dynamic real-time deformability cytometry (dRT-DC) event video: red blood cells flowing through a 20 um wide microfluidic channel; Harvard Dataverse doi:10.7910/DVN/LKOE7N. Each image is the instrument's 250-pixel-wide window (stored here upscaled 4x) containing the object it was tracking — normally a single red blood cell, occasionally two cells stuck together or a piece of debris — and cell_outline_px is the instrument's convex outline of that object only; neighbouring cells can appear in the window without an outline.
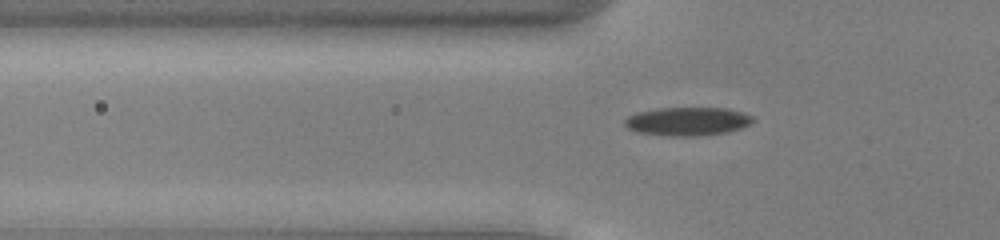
{"species": "common noctule bat (a hibernating species)", "species_latin": "Nyctalus noctula", "temperature_condition": "cold", "stored_images_in_passage": 47, "camera_frame_rate_fps": 3000, "um_per_image_px": 0.085, "animal": {"sex": "male", "body_mass_g": 13.0, "forearm_length_mm": 53.1}, "frame": {"image": 1, "passage_image": 12, "time_ms": 3.667, "image_size_px": [1000, 240], "cell_outline_px": [[756, 120], [740, 128], [724, 132], [692, 136], [672, 136], [636, 132], [628, 128], [624, 124], [624, 120], [628, 116], [636, 112], [660, 108], [728, 108], [744, 112], [752, 116]], "centroid_in_image_um": [58.42, 10.3], "position_along_channel_um": 67.4, "area_um2": 21.15}}
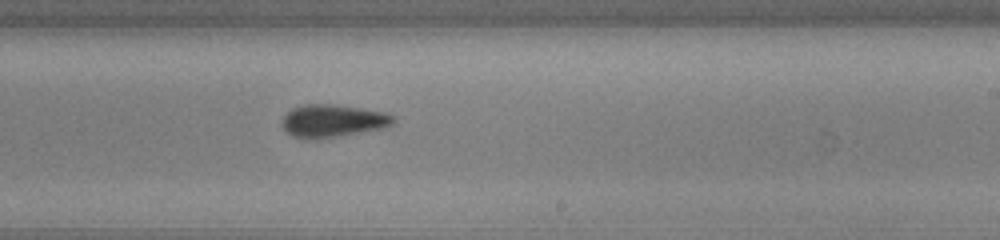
{"frame": {"image": 2, "passage_image": 27, "time_ms": 8.667, "image_size_px": [1000, 240], "cell_outline_px": [[396, 120], [388, 128], [316, 140], [292, 136], [280, 124], [280, 120], [292, 108], [304, 104], [332, 104], [360, 108], [384, 112], [396, 116]], "centroid_in_image_um": [28.31, 10.28], "position_along_channel_um": 260.7, "area_um2": 21.56}}
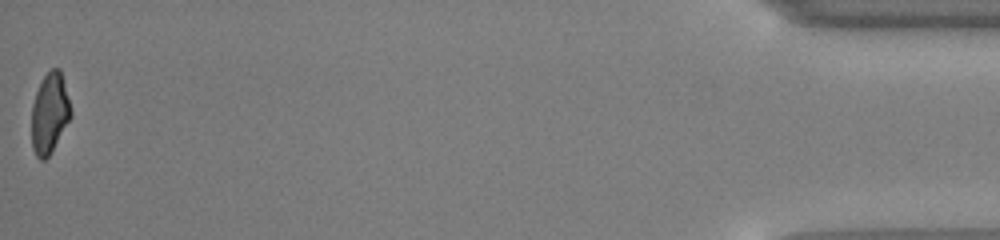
{"frame": {"image": 3, "passage_image": 47, "time_ms": 15.333, "image_size_px": [1000, 240], "cell_outline_px": [[72, 116], [48, 156], [44, 160], [40, 160], [36, 156], [32, 148], [32, 104], [36, 92], [44, 76], [52, 68], [60, 68], [72, 112]], "centroid_in_image_um": [4.22, 9.63], "position_along_channel_um": 431.0, "area_um2": 18.15}, "authors_computed_cell_mechanics": {"area_um2": 20.5768, "velocity_mm_per_s": 3.9091, "shape_relaxation_time_tau1_ms": 2.773, "shape_relaxation_time_tau2_ms": 5.3731, "deformation_change_tau1": 0.0996, "deformation_change_tau2": 0.1034}}